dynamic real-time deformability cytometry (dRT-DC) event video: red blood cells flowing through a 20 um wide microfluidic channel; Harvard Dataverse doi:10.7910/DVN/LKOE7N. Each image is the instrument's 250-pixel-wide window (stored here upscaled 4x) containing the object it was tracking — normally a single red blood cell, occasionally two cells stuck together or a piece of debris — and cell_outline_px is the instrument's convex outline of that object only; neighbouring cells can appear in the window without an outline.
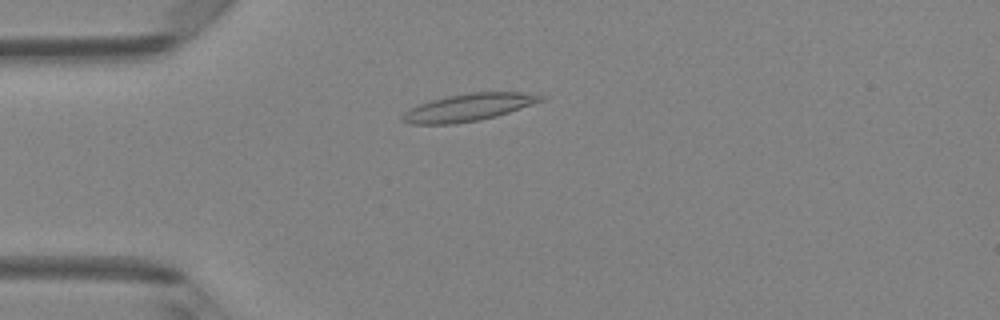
{"species": "Egyptian fruit bat (a non-hibernating species)", "species_latin": "Rousettus aegyptiacus", "temperature_condition": "room temperature", "stored_images_in_passage": 49, "camera_frame_rate_fps": 3000, "um_per_image_px": 0.085, "animal": {"sex": "female"}, "frame": {"image": 1, "passage_image": 13, "time_ms": 4.0, "image_size_px": [1000, 320], "cell_outline_px": [[544, 100], [496, 116], [480, 120], [452, 124], [408, 124], [400, 120], [400, 116], [404, 112], [420, 104], [432, 100], [448, 96], [472, 92], [520, 92], [544, 96]], "centroid_in_image_um": [39.77, 9.14], "position_along_channel_um": 45.2, "area_um2": 21.79}}
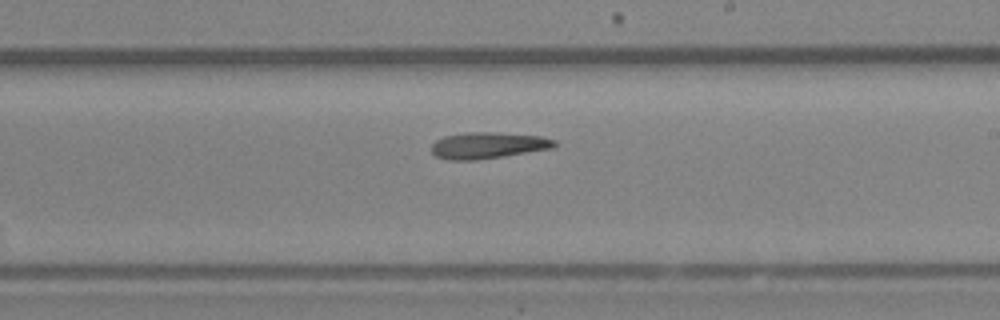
{"frame": {"image": 2, "passage_image": 29, "time_ms": 9.333, "image_size_px": [1000, 320], "cell_outline_px": [[556, 148], [504, 156], [476, 160], [444, 160], [436, 156], [432, 152], [432, 144], [436, 140], [444, 136], [468, 132], [492, 132], [540, 136], [556, 140]], "centroid_in_image_um": [41.49, 12.36], "position_along_channel_um": 247.5, "area_um2": 19.02}}
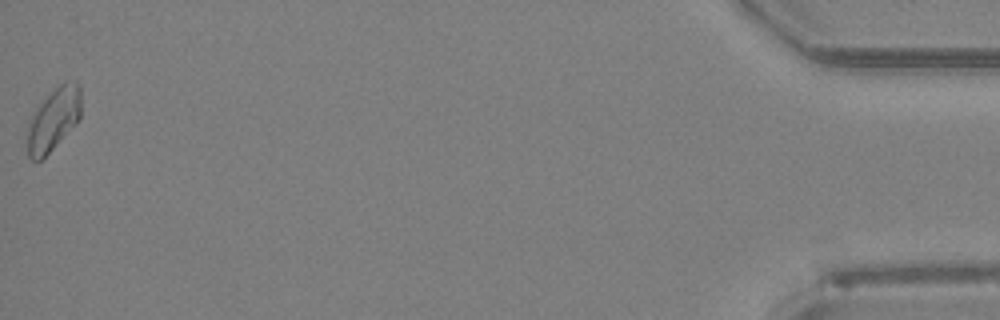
{"frame": {"image": 3, "passage_image": 49, "time_ms": 16.0, "image_size_px": [1000, 320], "cell_outline_px": [[80, 116], [52, 148], [40, 160], [32, 160], [28, 156], [28, 120], [32, 112], [64, 80], [76, 80], [80, 84]], "centroid_in_image_um": [4.53, 10.08], "position_along_channel_um": 430.7, "area_um2": 19.02}}